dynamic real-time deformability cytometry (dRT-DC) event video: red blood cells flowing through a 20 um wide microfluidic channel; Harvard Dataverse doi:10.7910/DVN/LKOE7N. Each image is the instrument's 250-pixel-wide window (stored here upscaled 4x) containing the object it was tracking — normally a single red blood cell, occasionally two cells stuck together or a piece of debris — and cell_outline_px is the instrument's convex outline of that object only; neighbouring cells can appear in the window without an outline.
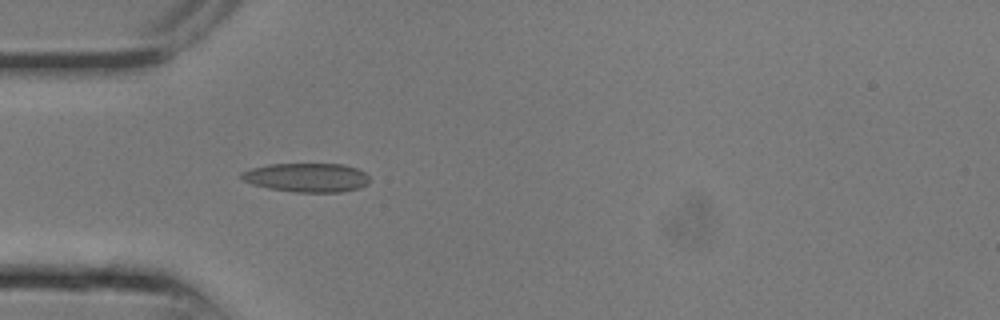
{"species": "common noctule bat (a hibernating species)", "species_latin": "Nyctalus noctula", "temperature_condition": "room temperature", "stored_images_in_passage": 3, "camera_frame_rate_fps": 3000, "um_per_image_px": 0.085, "animal": {"sex": "male", "body_mass_g": 13.3}, "frame": {"image": 1, "passage_image": 3, "time_ms": 0.667, "image_size_px": [1000, 320], "cell_outline_px": [[368, 184], [360, 188], [340, 192], [292, 192], [268, 188], [252, 184], [244, 180], [240, 176], [240, 172], [252, 168], [268, 164], [344, 164], [356, 168], [364, 172], [368, 176]], "centroid_in_image_um": [26.07, 15.09], "position_along_channel_um": 58.9, "area_um2": 21.68}}